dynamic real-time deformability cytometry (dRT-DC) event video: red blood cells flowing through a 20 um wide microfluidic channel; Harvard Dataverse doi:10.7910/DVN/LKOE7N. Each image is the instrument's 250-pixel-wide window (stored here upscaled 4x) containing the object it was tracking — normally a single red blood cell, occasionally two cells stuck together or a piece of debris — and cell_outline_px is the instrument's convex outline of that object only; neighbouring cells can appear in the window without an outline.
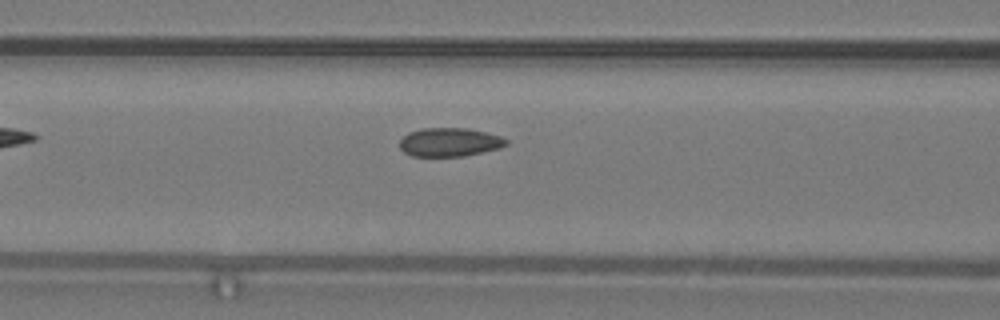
{"species": "common noctule bat (a hibernating species)", "species_latin": "Nyctalus noctula", "temperature_condition": "warm", "stored_images_in_passage": 10, "camera_frame_rate_fps": 3000, "um_per_image_px": 0.085, "animal": {"sex": "male", "body_mass_g": 19.2, "forearm_length_mm": 51.8}, "frame": {"image": 1, "passage_image": 5, "time_ms": 1.333, "image_size_px": [1000, 320], "cell_outline_px": [[508, 144], [500, 148], [464, 156], [412, 156], [404, 152], [400, 148], [400, 140], [408, 132], [420, 128], [468, 128], [500, 136], [508, 140]], "centroid_in_image_um": [38.2, 12.08], "position_along_channel_um": 128.4, "area_um2": 17.8}}
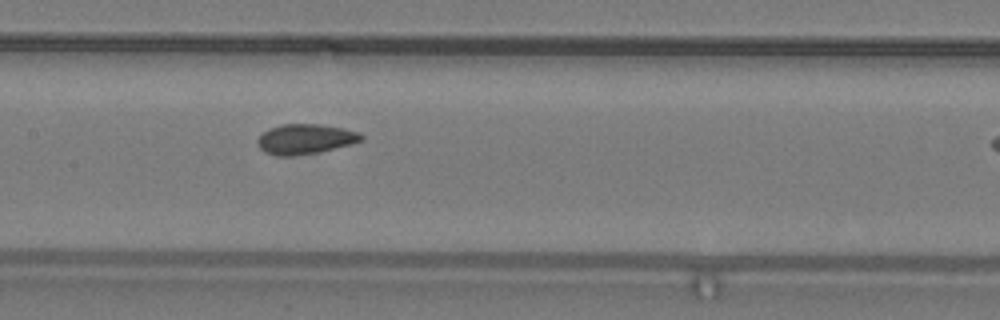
{"frame": {"image": 2, "passage_image": 9, "time_ms": 2.667, "image_size_px": [1000, 320], "cell_outline_px": [[364, 140], [352, 144], [316, 152], [292, 156], [276, 156], [264, 152], [256, 144], [256, 140], [268, 128], [280, 124], [320, 124], [344, 128], [356, 132], [364, 136]], "centroid_in_image_um": [25.91, 11.81], "position_along_channel_um": 181.5, "area_um2": 18.21}}